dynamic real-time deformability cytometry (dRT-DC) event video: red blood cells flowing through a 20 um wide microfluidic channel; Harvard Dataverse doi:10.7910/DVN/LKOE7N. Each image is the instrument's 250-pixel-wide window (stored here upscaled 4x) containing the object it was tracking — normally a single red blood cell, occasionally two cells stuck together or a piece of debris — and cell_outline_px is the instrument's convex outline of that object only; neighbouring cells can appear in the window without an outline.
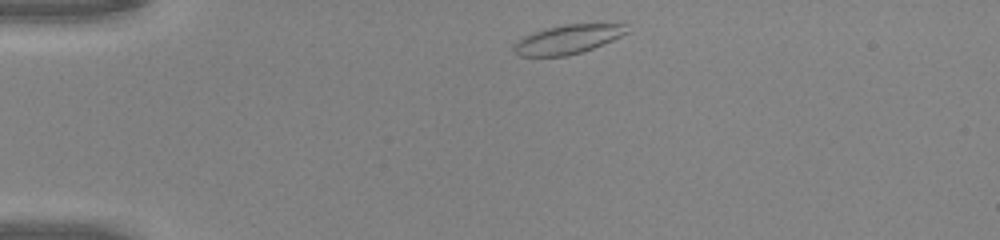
{"species": "common noctule bat (a hibernating species)", "species_latin": "Nyctalus noctula", "temperature_condition": "warm", "stored_images_in_passage": 40, "camera_frame_rate_fps": 3000, "um_per_image_px": 0.085, "animal": {"sex": "male", "body_mass_g": 20.0, "forearm_length_mm": 53.3}, "frame": {"image": 1, "passage_image": 2, "time_ms": 0.333, "image_size_px": [1000, 240], "cell_outline_px": [[628, 32], [612, 40], [592, 48], [580, 52], [564, 56], [520, 56], [512, 48], [512, 44], [524, 36], [532, 32], [544, 28], [564, 24], [628, 24]], "centroid_in_image_um": [48.22, 3.33], "position_along_channel_um": 36.8, "area_um2": 19.02}}
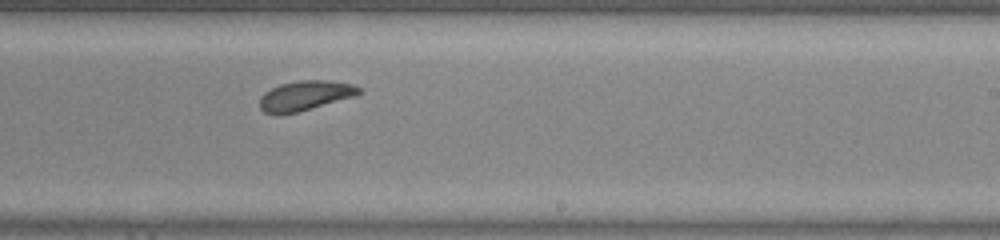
{"frame": {"image": 2, "passage_image": 22, "time_ms": 7.0, "image_size_px": [1000, 240], "cell_outline_px": [[360, 92], [356, 96], [296, 112], [280, 116], [276, 116], [264, 112], [260, 108], [260, 96], [264, 92], [280, 84], [300, 80], [328, 80], [352, 84], [360, 88]], "centroid_in_image_um": [25.89, 8.14], "position_along_channel_um": 263.1, "area_um2": 17.28}}
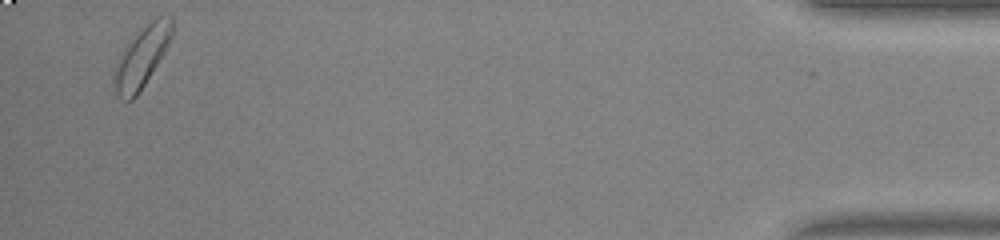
{"frame": {"image": 3, "passage_image": 39, "time_ms": 12.667, "image_size_px": [1000, 240], "cell_outline_px": [[172, 36], [164, 52], [144, 84], [136, 96], [132, 100], [124, 100], [116, 96], [112, 80], [112, 72], [120, 52], [128, 40], [136, 32], [156, 16], [172, 16]], "centroid_in_image_um": [11.98, 4.83], "position_along_channel_um": 423.2, "area_um2": 20.75}, "authors_computed_cell_mechanics": {"area_um2": 18.0914, "velocity_mm_per_s": 4.1583, "shape_relaxation_time_tau1_ms": 3.4061, "shape_relaxation_time_tau2_ms": 6.5873, "deformation_change_tau1": 0.122, "deformation_change_tau2": 0.1713}}